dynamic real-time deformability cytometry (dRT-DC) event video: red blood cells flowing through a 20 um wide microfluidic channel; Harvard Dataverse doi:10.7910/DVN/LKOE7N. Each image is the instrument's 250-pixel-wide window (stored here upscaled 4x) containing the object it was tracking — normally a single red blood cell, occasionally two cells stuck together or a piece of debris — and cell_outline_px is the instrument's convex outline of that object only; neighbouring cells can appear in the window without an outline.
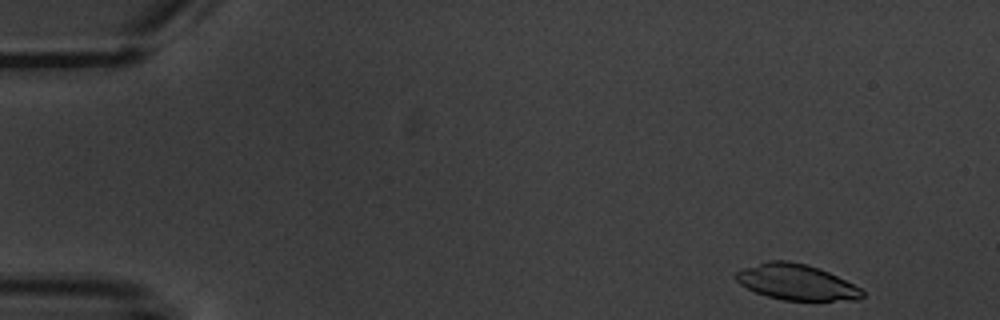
{"species": "common noctule bat (a hibernating species)", "species_latin": "Nyctalus noctula", "temperature_condition": "warm", "stored_images_in_passage": 4, "camera_frame_rate_fps": 3000, "um_per_image_px": 0.085, "animal": {"sex": "male", "body_mass_g": 20.1, "forearm_length_mm": 53.5}, "frame": {"image": 1, "passage_image": 1, "time_ms": 0.0, "image_size_px": [1000, 320], "cell_outline_px": [[864, 296], [860, 300], [784, 300], [768, 296], [756, 292], [740, 284], [732, 276], [736, 272], [744, 268], [768, 260], [788, 260], [808, 264], [828, 272], [860, 288], [864, 292]], "centroid_in_image_um": [67.67, 23.97], "position_along_channel_um": 17.3, "area_um2": 26.18}}
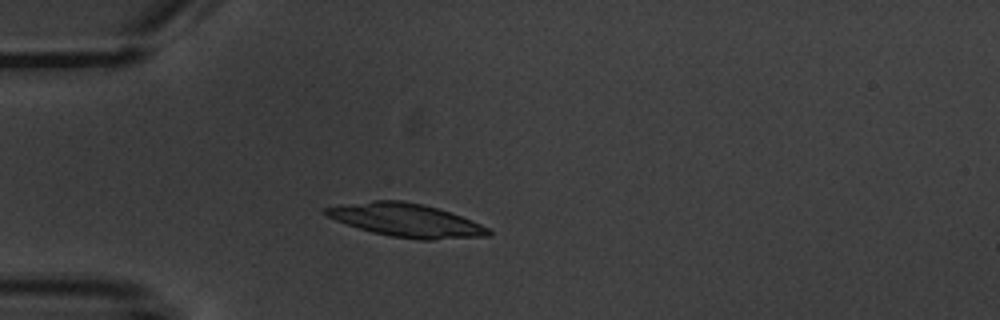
{"frame": {"image": 2, "passage_image": 3, "time_ms": 3.667, "image_size_px": [1000, 320], "cell_outline_px": [[492, 232], [488, 236], [432, 240], [420, 240], [392, 236], [372, 232], [336, 220], [328, 216], [324, 212], [324, 208], [372, 200], [404, 200], [424, 204], [472, 220], [488, 228]], "centroid_in_image_um": [34.56, 18.72], "position_along_channel_um": 50.4, "area_um2": 31.15}}